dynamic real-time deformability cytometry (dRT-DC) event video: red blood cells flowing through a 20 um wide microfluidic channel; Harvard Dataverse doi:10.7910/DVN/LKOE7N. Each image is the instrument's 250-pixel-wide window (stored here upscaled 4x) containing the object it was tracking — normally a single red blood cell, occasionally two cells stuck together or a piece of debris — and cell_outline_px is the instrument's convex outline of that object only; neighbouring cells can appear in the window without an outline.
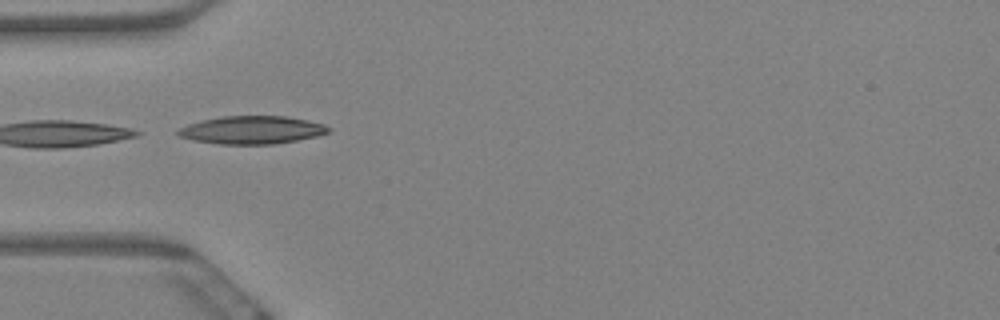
{"species": "Egyptian fruit bat (a non-hibernating species)", "species_latin": "Rousettus aegyptiacus", "temperature_condition": "warm", "stored_images_in_passage": 7, "camera_frame_rate_fps": 3000, "um_per_image_px": 0.085, "animal": {"sex": "female"}, "frame": {"image": 1, "passage_image": 1, "time_ms": 0.0, "image_size_px": [1000, 320], "cell_outline_px": [[332, 132], [316, 136], [296, 140], [272, 144], [220, 144], [192, 140], [180, 136], [176, 132], [180, 128], [188, 124], [200, 120], [224, 116], [288, 116], [308, 120], [324, 124], [332, 128]], "centroid_in_image_um": [21.45, 11.04], "position_along_channel_um": 63.6, "area_um2": 24.57}}
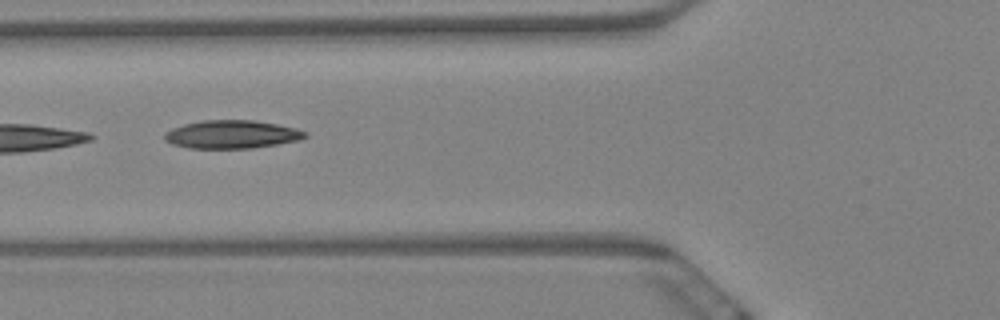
{"frame": {"image": 2, "passage_image": 2, "time_ms": 0.333, "image_size_px": [1000, 320], "cell_outline_px": [[308, 136], [300, 140], [252, 148], [188, 148], [172, 144], [164, 140], [164, 132], [172, 128], [184, 124], [200, 120], [252, 120], [276, 124], [296, 128], [308, 132]], "centroid_in_image_um": [19.69, 11.42], "position_along_channel_um": 106.1, "area_um2": 23.18}}
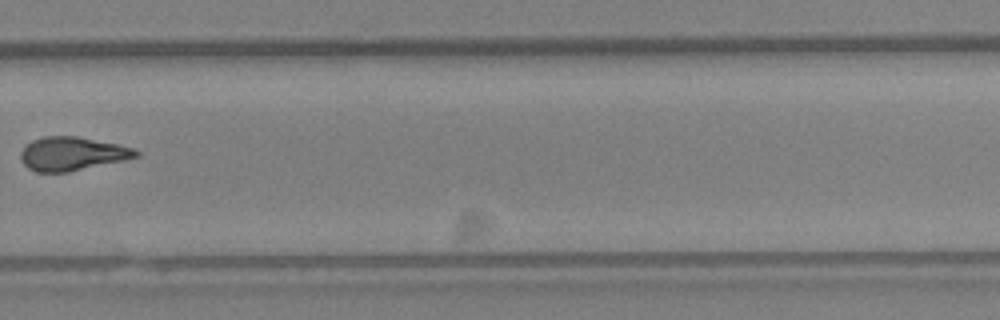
{"frame": {"image": 3, "passage_image": 7, "time_ms": 2.0, "image_size_px": [1000, 320], "cell_outline_px": [[140, 156], [124, 160], [68, 172], [36, 172], [28, 168], [20, 160], [20, 152], [32, 140], [44, 136], [76, 136], [136, 148], [140, 152]], "centroid_in_image_um": [6.14, 13.07], "position_along_channel_um": 323.7, "area_um2": 22.54}}